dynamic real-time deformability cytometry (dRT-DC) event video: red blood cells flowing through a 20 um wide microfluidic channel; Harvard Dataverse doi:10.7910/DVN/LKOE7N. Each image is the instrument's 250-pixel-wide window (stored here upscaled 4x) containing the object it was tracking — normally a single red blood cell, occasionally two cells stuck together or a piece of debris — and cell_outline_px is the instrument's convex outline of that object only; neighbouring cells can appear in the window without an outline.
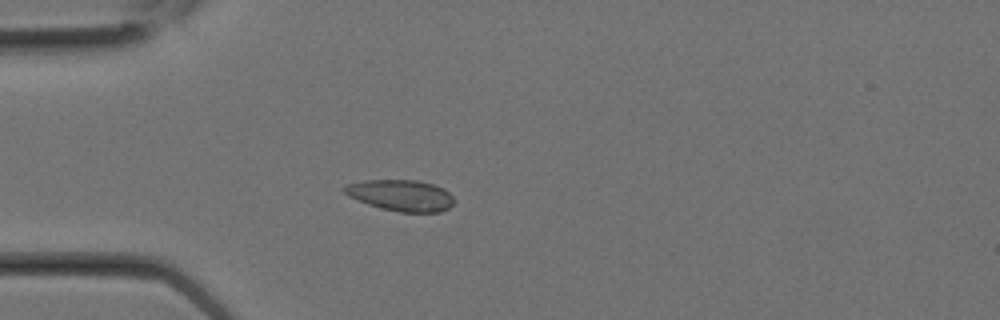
{"species": "Egyptian fruit bat (a non-hibernating species)", "species_latin": "Rousettus aegyptiacus", "temperature_condition": "room temperature", "stored_images_in_passage": 2, "camera_frame_rate_fps": 3000, "um_per_image_px": 0.085, "animal": {"sex": "female"}, "frame": {"image": 1, "passage_image": 2, "time_ms": 0.333, "image_size_px": [1000, 320], "cell_outline_px": [[452, 204], [448, 208], [440, 212], [400, 212], [368, 204], [348, 196], [340, 188], [348, 184], [364, 180], [420, 180], [432, 184], [448, 192], [452, 196]], "centroid_in_image_um": [34.04, 16.59], "position_along_channel_um": 51.0, "area_um2": 19.71}}